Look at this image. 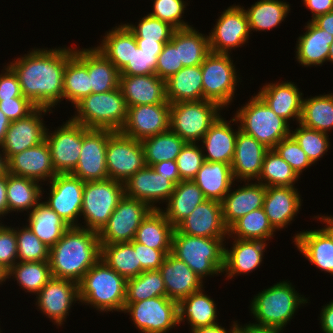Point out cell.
I'll return each mask as SVG.
<instances>
[{
    "label": "cell",
    "mask_w": 333,
    "mask_h": 333,
    "mask_svg": "<svg viewBox=\"0 0 333 333\" xmlns=\"http://www.w3.org/2000/svg\"><path fill=\"white\" fill-rule=\"evenodd\" d=\"M129 243L137 253L138 263H140V273L147 270H159L167 254L171 253V250H156L135 240Z\"/></svg>",
    "instance_id": "obj_62"
},
{
    "label": "cell",
    "mask_w": 333,
    "mask_h": 333,
    "mask_svg": "<svg viewBox=\"0 0 333 333\" xmlns=\"http://www.w3.org/2000/svg\"><path fill=\"white\" fill-rule=\"evenodd\" d=\"M299 124L320 132L333 129V93L304 99Z\"/></svg>",
    "instance_id": "obj_45"
},
{
    "label": "cell",
    "mask_w": 333,
    "mask_h": 333,
    "mask_svg": "<svg viewBox=\"0 0 333 333\" xmlns=\"http://www.w3.org/2000/svg\"><path fill=\"white\" fill-rule=\"evenodd\" d=\"M183 67V64H179V48H176L170 41L167 42L158 55L155 74L159 78L167 80Z\"/></svg>",
    "instance_id": "obj_61"
},
{
    "label": "cell",
    "mask_w": 333,
    "mask_h": 333,
    "mask_svg": "<svg viewBox=\"0 0 333 333\" xmlns=\"http://www.w3.org/2000/svg\"><path fill=\"white\" fill-rule=\"evenodd\" d=\"M208 200L221 202L234 184L231 165L204 161L192 179Z\"/></svg>",
    "instance_id": "obj_35"
},
{
    "label": "cell",
    "mask_w": 333,
    "mask_h": 333,
    "mask_svg": "<svg viewBox=\"0 0 333 333\" xmlns=\"http://www.w3.org/2000/svg\"><path fill=\"white\" fill-rule=\"evenodd\" d=\"M295 187H266L263 209L270 224L276 230L292 223L301 207V196Z\"/></svg>",
    "instance_id": "obj_27"
},
{
    "label": "cell",
    "mask_w": 333,
    "mask_h": 333,
    "mask_svg": "<svg viewBox=\"0 0 333 333\" xmlns=\"http://www.w3.org/2000/svg\"><path fill=\"white\" fill-rule=\"evenodd\" d=\"M216 22L208 36L211 52L230 54L248 41L250 30L244 7H228Z\"/></svg>",
    "instance_id": "obj_17"
},
{
    "label": "cell",
    "mask_w": 333,
    "mask_h": 333,
    "mask_svg": "<svg viewBox=\"0 0 333 333\" xmlns=\"http://www.w3.org/2000/svg\"><path fill=\"white\" fill-rule=\"evenodd\" d=\"M74 55L87 67L92 93H103L119 88L120 71L96 47L75 48Z\"/></svg>",
    "instance_id": "obj_30"
},
{
    "label": "cell",
    "mask_w": 333,
    "mask_h": 333,
    "mask_svg": "<svg viewBox=\"0 0 333 333\" xmlns=\"http://www.w3.org/2000/svg\"><path fill=\"white\" fill-rule=\"evenodd\" d=\"M207 200L193 180H181L167 201L166 210L161 209L166 219L176 227L188 217L195 208Z\"/></svg>",
    "instance_id": "obj_37"
},
{
    "label": "cell",
    "mask_w": 333,
    "mask_h": 333,
    "mask_svg": "<svg viewBox=\"0 0 333 333\" xmlns=\"http://www.w3.org/2000/svg\"><path fill=\"white\" fill-rule=\"evenodd\" d=\"M224 239L186 235L174 230L171 254L184 261L202 280L224 268Z\"/></svg>",
    "instance_id": "obj_4"
},
{
    "label": "cell",
    "mask_w": 333,
    "mask_h": 333,
    "mask_svg": "<svg viewBox=\"0 0 333 333\" xmlns=\"http://www.w3.org/2000/svg\"><path fill=\"white\" fill-rule=\"evenodd\" d=\"M329 61L333 63V43L330 45L329 48L328 62Z\"/></svg>",
    "instance_id": "obj_77"
},
{
    "label": "cell",
    "mask_w": 333,
    "mask_h": 333,
    "mask_svg": "<svg viewBox=\"0 0 333 333\" xmlns=\"http://www.w3.org/2000/svg\"><path fill=\"white\" fill-rule=\"evenodd\" d=\"M71 119L88 129L120 131L127 118V106L120 88L91 93L75 105Z\"/></svg>",
    "instance_id": "obj_6"
},
{
    "label": "cell",
    "mask_w": 333,
    "mask_h": 333,
    "mask_svg": "<svg viewBox=\"0 0 333 333\" xmlns=\"http://www.w3.org/2000/svg\"><path fill=\"white\" fill-rule=\"evenodd\" d=\"M290 135L306 153L312 164H315L318 159L323 157L330 146L328 133L310 129L301 124L295 131H291Z\"/></svg>",
    "instance_id": "obj_54"
},
{
    "label": "cell",
    "mask_w": 333,
    "mask_h": 333,
    "mask_svg": "<svg viewBox=\"0 0 333 333\" xmlns=\"http://www.w3.org/2000/svg\"><path fill=\"white\" fill-rule=\"evenodd\" d=\"M269 149L254 137L239 130L236 137L231 170L234 181H251L258 179L264 156Z\"/></svg>",
    "instance_id": "obj_24"
},
{
    "label": "cell",
    "mask_w": 333,
    "mask_h": 333,
    "mask_svg": "<svg viewBox=\"0 0 333 333\" xmlns=\"http://www.w3.org/2000/svg\"><path fill=\"white\" fill-rule=\"evenodd\" d=\"M317 219H319L322 222H325L327 225L326 227L324 226L321 228L332 240L333 242V216H318Z\"/></svg>",
    "instance_id": "obj_74"
},
{
    "label": "cell",
    "mask_w": 333,
    "mask_h": 333,
    "mask_svg": "<svg viewBox=\"0 0 333 333\" xmlns=\"http://www.w3.org/2000/svg\"><path fill=\"white\" fill-rule=\"evenodd\" d=\"M203 291L202 287L177 302L178 324L187 319L191 330L218 324L216 304Z\"/></svg>",
    "instance_id": "obj_36"
},
{
    "label": "cell",
    "mask_w": 333,
    "mask_h": 333,
    "mask_svg": "<svg viewBox=\"0 0 333 333\" xmlns=\"http://www.w3.org/2000/svg\"><path fill=\"white\" fill-rule=\"evenodd\" d=\"M293 238L299 252L310 263L333 275V242L322 229L302 231Z\"/></svg>",
    "instance_id": "obj_33"
},
{
    "label": "cell",
    "mask_w": 333,
    "mask_h": 333,
    "mask_svg": "<svg viewBox=\"0 0 333 333\" xmlns=\"http://www.w3.org/2000/svg\"><path fill=\"white\" fill-rule=\"evenodd\" d=\"M160 53H148L140 48H133V56L126 66L120 71V75H152L155 74L157 58Z\"/></svg>",
    "instance_id": "obj_59"
},
{
    "label": "cell",
    "mask_w": 333,
    "mask_h": 333,
    "mask_svg": "<svg viewBox=\"0 0 333 333\" xmlns=\"http://www.w3.org/2000/svg\"><path fill=\"white\" fill-rule=\"evenodd\" d=\"M186 4L183 0H154L153 12L149 14L161 21L167 22L176 30L191 27V25L182 19V14H184L187 6Z\"/></svg>",
    "instance_id": "obj_57"
},
{
    "label": "cell",
    "mask_w": 333,
    "mask_h": 333,
    "mask_svg": "<svg viewBox=\"0 0 333 333\" xmlns=\"http://www.w3.org/2000/svg\"><path fill=\"white\" fill-rule=\"evenodd\" d=\"M16 229L17 262H48L49 248L40 241L32 230L28 226Z\"/></svg>",
    "instance_id": "obj_53"
},
{
    "label": "cell",
    "mask_w": 333,
    "mask_h": 333,
    "mask_svg": "<svg viewBox=\"0 0 333 333\" xmlns=\"http://www.w3.org/2000/svg\"><path fill=\"white\" fill-rule=\"evenodd\" d=\"M127 279L98 260L78 282L79 300L101 312H123Z\"/></svg>",
    "instance_id": "obj_3"
},
{
    "label": "cell",
    "mask_w": 333,
    "mask_h": 333,
    "mask_svg": "<svg viewBox=\"0 0 333 333\" xmlns=\"http://www.w3.org/2000/svg\"><path fill=\"white\" fill-rule=\"evenodd\" d=\"M305 30L304 35L297 38V61L305 67L323 65L328 61L333 36L318 28L312 21L307 23Z\"/></svg>",
    "instance_id": "obj_34"
},
{
    "label": "cell",
    "mask_w": 333,
    "mask_h": 333,
    "mask_svg": "<svg viewBox=\"0 0 333 333\" xmlns=\"http://www.w3.org/2000/svg\"><path fill=\"white\" fill-rule=\"evenodd\" d=\"M138 48L148 53H161L166 43L150 41V40H136Z\"/></svg>",
    "instance_id": "obj_71"
},
{
    "label": "cell",
    "mask_w": 333,
    "mask_h": 333,
    "mask_svg": "<svg viewBox=\"0 0 333 333\" xmlns=\"http://www.w3.org/2000/svg\"><path fill=\"white\" fill-rule=\"evenodd\" d=\"M92 93L87 67L73 55L66 64L63 79V99L74 106Z\"/></svg>",
    "instance_id": "obj_50"
},
{
    "label": "cell",
    "mask_w": 333,
    "mask_h": 333,
    "mask_svg": "<svg viewBox=\"0 0 333 333\" xmlns=\"http://www.w3.org/2000/svg\"><path fill=\"white\" fill-rule=\"evenodd\" d=\"M145 164L152 166L162 161L176 160L185 141L171 129L142 141Z\"/></svg>",
    "instance_id": "obj_46"
},
{
    "label": "cell",
    "mask_w": 333,
    "mask_h": 333,
    "mask_svg": "<svg viewBox=\"0 0 333 333\" xmlns=\"http://www.w3.org/2000/svg\"><path fill=\"white\" fill-rule=\"evenodd\" d=\"M166 99L172 103L203 100L201 65L183 67L165 80Z\"/></svg>",
    "instance_id": "obj_38"
},
{
    "label": "cell",
    "mask_w": 333,
    "mask_h": 333,
    "mask_svg": "<svg viewBox=\"0 0 333 333\" xmlns=\"http://www.w3.org/2000/svg\"><path fill=\"white\" fill-rule=\"evenodd\" d=\"M203 148L196 143L186 142L176 158L178 172L182 180H192L204 160Z\"/></svg>",
    "instance_id": "obj_56"
},
{
    "label": "cell",
    "mask_w": 333,
    "mask_h": 333,
    "mask_svg": "<svg viewBox=\"0 0 333 333\" xmlns=\"http://www.w3.org/2000/svg\"><path fill=\"white\" fill-rule=\"evenodd\" d=\"M13 276L21 288L38 293L52 278L49 262H17L7 273Z\"/></svg>",
    "instance_id": "obj_52"
},
{
    "label": "cell",
    "mask_w": 333,
    "mask_h": 333,
    "mask_svg": "<svg viewBox=\"0 0 333 333\" xmlns=\"http://www.w3.org/2000/svg\"><path fill=\"white\" fill-rule=\"evenodd\" d=\"M8 173L36 181L51 180L57 173L53 167L46 140L12 155L8 160Z\"/></svg>",
    "instance_id": "obj_23"
},
{
    "label": "cell",
    "mask_w": 333,
    "mask_h": 333,
    "mask_svg": "<svg viewBox=\"0 0 333 333\" xmlns=\"http://www.w3.org/2000/svg\"><path fill=\"white\" fill-rule=\"evenodd\" d=\"M244 11L250 32H259L273 29L282 23L290 11V6L281 0H259Z\"/></svg>",
    "instance_id": "obj_44"
},
{
    "label": "cell",
    "mask_w": 333,
    "mask_h": 333,
    "mask_svg": "<svg viewBox=\"0 0 333 333\" xmlns=\"http://www.w3.org/2000/svg\"><path fill=\"white\" fill-rule=\"evenodd\" d=\"M124 195V183L122 182L110 178L85 182L80 216L84 217L86 226L79 227L99 232Z\"/></svg>",
    "instance_id": "obj_9"
},
{
    "label": "cell",
    "mask_w": 333,
    "mask_h": 333,
    "mask_svg": "<svg viewBox=\"0 0 333 333\" xmlns=\"http://www.w3.org/2000/svg\"><path fill=\"white\" fill-rule=\"evenodd\" d=\"M47 129L48 143L53 167L57 174L72 173L77 166L83 143V125L71 118L53 133Z\"/></svg>",
    "instance_id": "obj_15"
},
{
    "label": "cell",
    "mask_w": 333,
    "mask_h": 333,
    "mask_svg": "<svg viewBox=\"0 0 333 333\" xmlns=\"http://www.w3.org/2000/svg\"><path fill=\"white\" fill-rule=\"evenodd\" d=\"M300 176L305 168L312 165L306 153L290 135L273 148Z\"/></svg>",
    "instance_id": "obj_58"
},
{
    "label": "cell",
    "mask_w": 333,
    "mask_h": 333,
    "mask_svg": "<svg viewBox=\"0 0 333 333\" xmlns=\"http://www.w3.org/2000/svg\"><path fill=\"white\" fill-rule=\"evenodd\" d=\"M312 22L320 29L333 36V11L317 16Z\"/></svg>",
    "instance_id": "obj_69"
},
{
    "label": "cell",
    "mask_w": 333,
    "mask_h": 333,
    "mask_svg": "<svg viewBox=\"0 0 333 333\" xmlns=\"http://www.w3.org/2000/svg\"><path fill=\"white\" fill-rule=\"evenodd\" d=\"M119 88L127 107L169 103L166 99L165 80L156 74L120 75Z\"/></svg>",
    "instance_id": "obj_25"
},
{
    "label": "cell",
    "mask_w": 333,
    "mask_h": 333,
    "mask_svg": "<svg viewBox=\"0 0 333 333\" xmlns=\"http://www.w3.org/2000/svg\"><path fill=\"white\" fill-rule=\"evenodd\" d=\"M100 46L96 48L101 51L121 71L131 61L133 48H137L134 33L127 27L126 23L105 33Z\"/></svg>",
    "instance_id": "obj_42"
},
{
    "label": "cell",
    "mask_w": 333,
    "mask_h": 333,
    "mask_svg": "<svg viewBox=\"0 0 333 333\" xmlns=\"http://www.w3.org/2000/svg\"><path fill=\"white\" fill-rule=\"evenodd\" d=\"M36 108L37 106L26 97L0 100V110L11 122L27 117Z\"/></svg>",
    "instance_id": "obj_63"
},
{
    "label": "cell",
    "mask_w": 333,
    "mask_h": 333,
    "mask_svg": "<svg viewBox=\"0 0 333 333\" xmlns=\"http://www.w3.org/2000/svg\"><path fill=\"white\" fill-rule=\"evenodd\" d=\"M123 312L131 315L141 333H166L178 325L177 302L166 296L125 303Z\"/></svg>",
    "instance_id": "obj_12"
},
{
    "label": "cell",
    "mask_w": 333,
    "mask_h": 333,
    "mask_svg": "<svg viewBox=\"0 0 333 333\" xmlns=\"http://www.w3.org/2000/svg\"><path fill=\"white\" fill-rule=\"evenodd\" d=\"M233 247L224 248V271L228 279L235 275L252 272L259 267L263 261V254L267 246L266 242L260 240L234 239Z\"/></svg>",
    "instance_id": "obj_32"
},
{
    "label": "cell",
    "mask_w": 333,
    "mask_h": 333,
    "mask_svg": "<svg viewBox=\"0 0 333 333\" xmlns=\"http://www.w3.org/2000/svg\"><path fill=\"white\" fill-rule=\"evenodd\" d=\"M4 70L0 74V100L24 97L15 72L9 66H5Z\"/></svg>",
    "instance_id": "obj_64"
},
{
    "label": "cell",
    "mask_w": 333,
    "mask_h": 333,
    "mask_svg": "<svg viewBox=\"0 0 333 333\" xmlns=\"http://www.w3.org/2000/svg\"><path fill=\"white\" fill-rule=\"evenodd\" d=\"M322 307L319 317L321 328L324 333H333V301Z\"/></svg>",
    "instance_id": "obj_67"
},
{
    "label": "cell",
    "mask_w": 333,
    "mask_h": 333,
    "mask_svg": "<svg viewBox=\"0 0 333 333\" xmlns=\"http://www.w3.org/2000/svg\"><path fill=\"white\" fill-rule=\"evenodd\" d=\"M17 263V239L15 228L0 226V265L9 271Z\"/></svg>",
    "instance_id": "obj_60"
},
{
    "label": "cell",
    "mask_w": 333,
    "mask_h": 333,
    "mask_svg": "<svg viewBox=\"0 0 333 333\" xmlns=\"http://www.w3.org/2000/svg\"><path fill=\"white\" fill-rule=\"evenodd\" d=\"M274 232L276 230L270 224L263 208L249 212L228 228V236L232 237V239L260 240L264 242L274 237Z\"/></svg>",
    "instance_id": "obj_47"
},
{
    "label": "cell",
    "mask_w": 333,
    "mask_h": 333,
    "mask_svg": "<svg viewBox=\"0 0 333 333\" xmlns=\"http://www.w3.org/2000/svg\"><path fill=\"white\" fill-rule=\"evenodd\" d=\"M223 108L209 100L170 104V129L185 142L200 141Z\"/></svg>",
    "instance_id": "obj_8"
},
{
    "label": "cell",
    "mask_w": 333,
    "mask_h": 333,
    "mask_svg": "<svg viewBox=\"0 0 333 333\" xmlns=\"http://www.w3.org/2000/svg\"><path fill=\"white\" fill-rule=\"evenodd\" d=\"M238 122L234 116L230 121L224 120L220 115L218 119L212 124L209 130L201 139L202 148H206L207 154L203 153L204 160L208 162H222L231 165L235 146L236 137L240 130L238 126L237 131L234 132L231 122Z\"/></svg>",
    "instance_id": "obj_31"
},
{
    "label": "cell",
    "mask_w": 333,
    "mask_h": 333,
    "mask_svg": "<svg viewBox=\"0 0 333 333\" xmlns=\"http://www.w3.org/2000/svg\"><path fill=\"white\" fill-rule=\"evenodd\" d=\"M1 149V146H0ZM2 152V153H1ZM8 173V163L7 158L3 153V150L0 151V176Z\"/></svg>",
    "instance_id": "obj_75"
},
{
    "label": "cell",
    "mask_w": 333,
    "mask_h": 333,
    "mask_svg": "<svg viewBox=\"0 0 333 333\" xmlns=\"http://www.w3.org/2000/svg\"><path fill=\"white\" fill-rule=\"evenodd\" d=\"M266 85V86H265ZM260 88L258 96L281 118L300 121L303 96L294 82L269 83Z\"/></svg>",
    "instance_id": "obj_28"
},
{
    "label": "cell",
    "mask_w": 333,
    "mask_h": 333,
    "mask_svg": "<svg viewBox=\"0 0 333 333\" xmlns=\"http://www.w3.org/2000/svg\"><path fill=\"white\" fill-rule=\"evenodd\" d=\"M166 289V297L178 302L203 287L195 272L171 253L159 268Z\"/></svg>",
    "instance_id": "obj_26"
},
{
    "label": "cell",
    "mask_w": 333,
    "mask_h": 333,
    "mask_svg": "<svg viewBox=\"0 0 333 333\" xmlns=\"http://www.w3.org/2000/svg\"><path fill=\"white\" fill-rule=\"evenodd\" d=\"M101 260L126 279L140 274L137 253L129 242L100 244Z\"/></svg>",
    "instance_id": "obj_48"
},
{
    "label": "cell",
    "mask_w": 333,
    "mask_h": 333,
    "mask_svg": "<svg viewBox=\"0 0 333 333\" xmlns=\"http://www.w3.org/2000/svg\"><path fill=\"white\" fill-rule=\"evenodd\" d=\"M236 324H237V321H234L233 325H232V328L228 332L224 327H222L218 323V324L213 325V326L201 327V328L191 330L192 331L191 333H232L236 329Z\"/></svg>",
    "instance_id": "obj_72"
},
{
    "label": "cell",
    "mask_w": 333,
    "mask_h": 333,
    "mask_svg": "<svg viewBox=\"0 0 333 333\" xmlns=\"http://www.w3.org/2000/svg\"><path fill=\"white\" fill-rule=\"evenodd\" d=\"M113 132L108 129H88L83 126L80 157L72 175L84 182L108 179L106 149L108 137Z\"/></svg>",
    "instance_id": "obj_14"
},
{
    "label": "cell",
    "mask_w": 333,
    "mask_h": 333,
    "mask_svg": "<svg viewBox=\"0 0 333 333\" xmlns=\"http://www.w3.org/2000/svg\"><path fill=\"white\" fill-rule=\"evenodd\" d=\"M106 164L108 178L126 182L146 165L142 142L114 131L107 141Z\"/></svg>",
    "instance_id": "obj_11"
},
{
    "label": "cell",
    "mask_w": 333,
    "mask_h": 333,
    "mask_svg": "<svg viewBox=\"0 0 333 333\" xmlns=\"http://www.w3.org/2000/svg\"><path fill=\"white\" fill-rule=\"evenodd\" d=\"M11 121L8 117L0 110V146L2 145L8 127L10 126Z\"/></svg>",
    "instance_id": "obj_73"
},
{
    "label": "cell",
    "mask_w": 333,
    "mask_h": 333,
    "mask_svg": "<svg viewBox=\"0 0 333 333\" xmlns=\"http://www.w3.org/2000/svg\"><path fill=\"white\" fill-rule=\"evenodd\" d=\"M47 112L51 113L53 111L49 108L37 107L27 117L10 123L1 145L7 160L12 155L32 148L45 140L47 128L43 123L42 115Z\"/></svg>",
    "instance_id": "obj_19"
},
{
    "label": "cell",
    "mask_w": 333,
    "mask_h": 333,
    "mask_svg": "<svg viewBox=\"0 0 333 333\" xmlns=\"http://www.w3.org/2000/svg\"><path fill=\"white\" fill-rule=\"evenodd\" d=\"M232 333H241L237 328Z\"/></svg>",
    "instance_id": "obj_78"
},
{
    "label": "cell",
    "mask_w": 333,
    "mask_h": 333,
    "mask_svg": "<svg viewBox=\"0 0 333 333\" xmlns=\"http://www.w3.org/2000/svg\"><path fill=\"white\" fill-rule=\"evenodd\" d=\"M38 181L7 173V203L12 211L33 210L42 199V187Z\"/></svg>",
    "instance_id": "obj_43"
},
{
    "label": "cell",
    "mask_w": 333,
    "mask_h": 333,
    "mask_svg": "<svg viewBox=\"0 0 333 333\" xmlns=\"http://www.w3.org/2000/svg\"><path fill=\"white\" fill-rule=\"evenodd\" d=\"M50 196L45 204L69 226H80L84 181L71 173L56 174L50 181ZM77 221V222H76Z\"/></svg>",
    "instance_id": "obj_16"
},
{
    "label": "cell",
    "mask_w": 333,
    "mask_h": 333,
    "mask_svg": "<svg viewBox=\"0 0 333 333\" xmlns=\"http://www.w3.org/2000/svg\"><path fill=\"white\" fill-rule=\"evenodd\" d=\"M36 295L38 309L57 326L66 321L73 303L80 301L78 283L62 278L52 277Z\"/></svg>",
    "instance_id": "obj_20"
},
{
    "label": "cell",
    "mask_w": 333,
    "mask_h": 333,
    "mask_svg": "<svg viewBox=\"0 0 333 333\" xmlns=\"http://www.w3.org/2000/svg\"><path fill=\"white\" fill-rule=\"evenodd\" d=\"M170 129V103L127 107V118L120 132L142 141Z\"/></svg>",
    "instance_id": "obj_18"
},
{
    "label": "cell",
    "mask_w": 333,
    "mask_h": 333,
    "mask_svg": "<svg viewBox=\"0 0 333 333\" xmlns=\"http://www.w3.org/2000/svg\"><path fill=\"white\" fill-rule=\"evenodd\" d=\"M126 25L134 33L136 40H150L161 43L171 41L176 30L167 22L161 21L150 14L139 20L137 26L129 23Z\"/></svg>",
    "instance_id": "obj_55"
},
{
    "label": "cell",
    "mask_w": 333,
    "mask_h": 333,
    "mask_svg": "<svg viewBox=\"0 0 333 333\" xmlns=\"http://www.w3.org/2000/svg\"><path fill=\"white\" fill-rule=\"evenodd\" d=\"M174 230L161 209H155L143 219L134 240L156 250H171Z\"/></svg>",
    "instance_id": "obj_39"
},
{
    "label": "cell",
    "mask_w": 333,
    "mask_h": 333,
    "mask_svg": "<svg viewBox=\"0 0 333 333\" xmlns=\"http://www.w3.org/2000/svg\"><path fill=\"white\" fill-rule=\"evenodd\" d=\"M154 171L168 177L175 185L179 183L182 179L180 178L178 167L175 160L162 161L151 166Z\"/></svg>",
    "instance_id": "obj_65"
},
{
    "label": "cell",
    "mask_w": 333,
    "mask_h": 333,
    "mask_svg": "<svg viewBox=\"0 0 333 333\" xmlns=\"http://www.w3.org/2000/svg\"><path fill=\"white\" fill-rule=\"evenodd\" d=\"M293 287L287 280L280 281L256 294L250 303L256 324L283 330L298 307L308 303Z\"/></svg>",
    "instance_id": "obj_5"
},
{
    "label": "cell",
    "mask_w": 333,
    "mask_h": 333,
    "mask_svg": "<svg viewBox=\"0 0 333 333\" xmlns=\"http://www.w3.org/2000/svg\"><path fill=\"white\" fill-rule=\"evenodd\" d=\"M28 224L32 232L48 248L54 246L70 227L59 215L52 210L45 202H39L29 212Z\"/></svg>",
    "instance_id": "obj_40"
},
{
    "label": "cell",
    "mask_w": 333,
    "mask_h": 333,
    "mask_svg": "<svg viewBox=\"0 0 333 333\" xmlns=\"http://www.w3.org/2000/svg\"><path fill=\"white\" fill-rule=\"evenodd\" d=\"M202 86L203 100L216 102L227 108L233 101L236 85L240 82L229 54L210 52L203 63Z\"/></svg>",
    "instance_id": "obj_10"
},
{
    "label": "cell",
    "mask_w": 333,
    "mask_h": 333,
    "mask_svg": "<svg viewBox=\"0 0 333 333\" xmlns=\"http://www.w3.org/2000/svg\"><path fill=\"white\" fill-rule=\"evenodd\" d=\"M176 232L186 235L207 238H227L228 228L225 226L222 216L221 202L205 200L176 227Z\"/></svg>",
    "instance_id": "obj_22"
},
{
    "label": "cell",
    "mask_w": 333,
    "mask_h": 333,
    "mask_svg": "<svg viewBox=\"0 0 333 333\" xmlns=\"http://www.w3.org/2000/svg\"><path fill=\"white\" fill-rule=\"evenodd\" d=\"M152 209L143 201L124 197L98 232L100 244L131 242L143 219Z\"/></svg>",
    "instance_id": "obj_13"
},
{
    "label": "cell",
    "mask_w": 333,
    "mask_h": 333,
    "mask_svg": "<svg viewBox=\"0 0 333 333\" xmlns=\"http://www.w3.org/2000/svg\"><path fill=\"white\" fill-rule=\"evenodd\" d=\"M299 178L296 171L274 149H269L264 156L257 182L266 187H294Z\"/></svg>",
    "instance_id": "obj_49"
},
{
    "label": "cell",
    "mask_w": 333,
    "mask_h": 333,
    "mask_svg": "<svg viewBox=\"0 0 333 333\" xmlns=\"http://www.w3.org/2000/svg\"><path fill=\"white\" fill-rule=\"evenodd\" d=\"M174 187L175 184L168 177H164L147 165L124 182L125 196L143 201L152 210L160 209L155 206L160 200L168 201Z\"/></svg>",
    "instance_id": "obj_21"
},
{
    "label": "cell",
    "mask_w": 333,
    "mask_h": 333,
    "mask_svg": "<svg viewBox=\"0 0 333 333\" xmlns=\"http://www.w3.org/2000/svg\"><path fill=\"white\" fill-rule=\"evenodd\" d=\"M161 296H166V289L159 270L143 271L138 276L127 279L125 303Z\"/></svg>",
    "instance_id": "obj_51"
},
{
    "label": "cell",
    "mask_w": 333,
    "mask_h": 333,
    "mask_svg": "<svg viewBox=\"0 0 333 333\" xmlns=\"http://www.w3.org/2000/svg\"><path fill=\"white\" fill-rule=\"evenodd\" d=\"M304 4L312 12V20L317 16L333 11V0H303Z\"/></svg>",
    "instance_id": "obj_66"
},
{
    "label": "cell",
    "mask_w": 333,
    "mask_h": 333,
    "mask_svg": "<svg viewBox=\"0 0 333 333\" xmlns=\"http://www.w3.org/2000/svg\"><path fill=\"white\" fill-rule=\"evenodd\" d=\"M234 116L240 122L242 132L254 137L268 149H273L291 133L290 124L279 117L258 95L251 97Z\"/></svg>",
    "instance_id": "obj_7"
},
{
    "label": "cell",
    "mask_w": 333,
    "mask_h": 333,
    "mask_svg": "<svg viewBox=\"0 0 333 333\" xmlns=\"http://www.w3.org/2000/svg\"><path fill=\"white\" fill-rule=\"evenodd\" d=\"M236 328L241 333H280L282 330L276 329L269 326L259 325L256 323L245 324L244 326H240L238 323L236 324Z\"/></svg>",
    "instance_id": "obj_68"
},
{
    "label": "cell",
    "mask_w": 333,
    "mask_h": 333,
    "mask_svg": "<svg viewBox=\"0 0 333 333\" xmlns=\"http://www.w3.org/2000/svg\"><path fill=\"white\" fill-rule=\"evenodd\" d=\"M245 184L235 191L230 188L221 201L223 221L227 228L249 212L263 208L266 186L249 181H245Z\"/></svg>",
    "instance_id": "obj_29"
},
{
    "label": "cell",
    "mask_w": 333,
    "mask_h": 333,
    "mask_svg": "<svg viewBox=\"0 0 333 333\" xmlns=\"http://www.w3.org/2000/svg\"><path fill=\"white\" fill-rule=\"evenodd\" d=\"M8 271L5 270L1 265H0V284L6 281L8 279L7 276Z\"/></svg>",
    "instance_id": "obj_76"
},
{
    "label": "cell",
    "mask_w": 333,
    "mask_h": 333,
    "mask_svg": "<svg viewBox=\"0 0 333 333\" xmlns=\"http://www.w3.org/2000/svg\"><path fill=\"white\" fill-rule=\"evenodd\" d=\"M73 55L74 47L34 48L7 65L17 75L23 96L37 107L51 109L63 100L64 70Z\"/></svg>",
    "instance_id": "obj_1"
},
{
    "label": "cell",
    "mask_w": 333,
    "mask_h": 333,
    "mask_svg": "<svg viewBox=\"0 0 333 333\" xmlns=\"http://www.w3.org/2000/svg\"><path fill=\"white\" fill-rule=\"evenodd\" d=\"M101 259L98 232L70 226L61 239L49 248L52 277L79 282L85 273Z\"/></svg>",
    "instance_id": "obj_2"
},
{
    "label": "cell",
    "mask_w": 333,
    "mask_h": 333,
    "mask_svg": "<svg viewBox=\"0 0 333 333\" xmlns=\"http://www.w3.org/2000/svg\"><path fill=\"white\" fill-rule=\"evenodd\" d=\"M170 42L179 48V64L184 67L201 65L211 52L208 35L192 26L175 30Z\"/></svg>",
    "instance_id": "obj_41"
},
{
    "label": "cell",
    "mask_w": 333,
    "mask_h": 333,
    "mask_svg": "<svg viewBox=\"0 0 333 333\" xmlns=\"http://www.w3.org/2000/svg\"><path fill=\"white\" fill-rule=\"evenodd\" d=\"M9 208L7 203V174L0 176V218L8 214ZM2 215V216H1Z\"/></svg>",
    "instance_id": "obj_70"
}]
</instances>
